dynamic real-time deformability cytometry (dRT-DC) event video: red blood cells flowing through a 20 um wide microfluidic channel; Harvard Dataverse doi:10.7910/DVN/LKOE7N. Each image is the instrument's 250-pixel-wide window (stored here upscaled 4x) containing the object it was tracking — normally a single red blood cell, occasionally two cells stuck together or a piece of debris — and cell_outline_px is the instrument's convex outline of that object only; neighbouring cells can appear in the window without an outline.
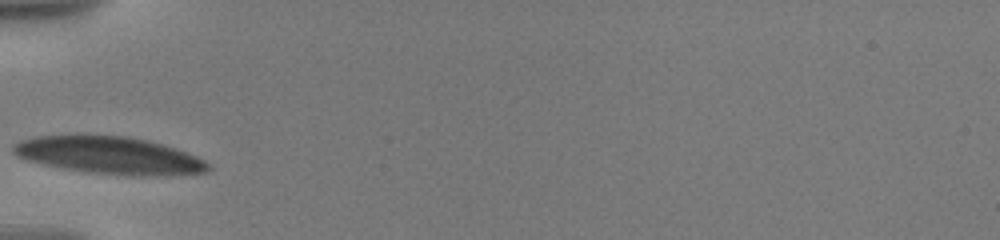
{"species": "human", "species_latin": "Homo sapiens", "temperature_condition": "warm", "stored_images_in_passage": 9, "camera_frame_rate_fps": 3000, "um_per_image_px": 0.085, "donor": {"sex": "male"}, "frame": {"image": 1, "passage_image": 1, "time_ms": 0.0, "image_size_px": [1000, 240], "cell_outline_px": [[212, 168], [208, 172], [156, 176], [140, 176], [88, 172], [64, 168], [28, 160], [16, 156], [12, 152], [12, 148], [16, 144], [24, 140], [40, 136], [128, 136], [160, 144], [184, 152], [204, 160]], "centroid_in_image_um": [9.33, 13.22], "position_along_channel_um": 75.7, "area_um2": 41.38}}
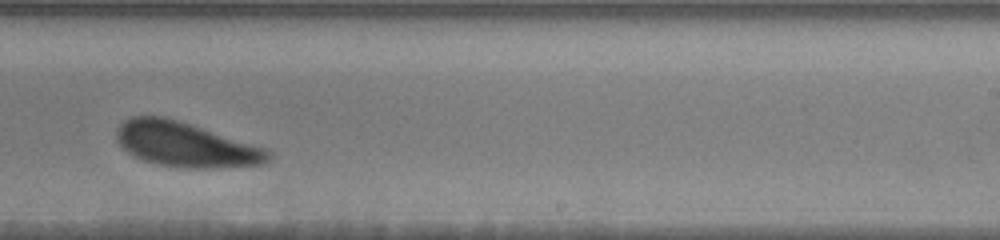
{"frame": {"image": 2, "passage_image": 6, "time_ms": 5.667, "image_size_px": [1000, 240], "cell_outline_px": [[272, 156], [268, 164], [220, 168], [184, 168], [156, 164], [132, 156], [116, 140], [116, 132], [120, 124], [124, 120], [132, 116], [160, 116], [176, 120], [264, 148], [272, 152]], "centroid_in_image_um": [15.77, 12.31], "position_along_channel_um": 273.2, "area_um2": 39.3}}
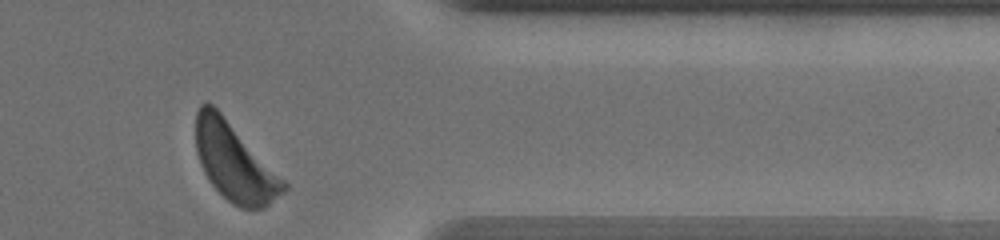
{"frame": {"image": 3, "passage_image": 9, "time_ms": 9.333, "image_size_px": [1000, 240], "cell_outline_px": [[288, 188], [284, 192], [264, 208], [240, 208], [232, 204], [212, 184], [204, 172], [196, 152], [196, 112], [200, 104], [208, 100], [220, 112], [288, 184]], "centroid_in_image_um": [19.92, 13.78], "position_along_channel_um": 391.5, "area_um2": 39.13}}